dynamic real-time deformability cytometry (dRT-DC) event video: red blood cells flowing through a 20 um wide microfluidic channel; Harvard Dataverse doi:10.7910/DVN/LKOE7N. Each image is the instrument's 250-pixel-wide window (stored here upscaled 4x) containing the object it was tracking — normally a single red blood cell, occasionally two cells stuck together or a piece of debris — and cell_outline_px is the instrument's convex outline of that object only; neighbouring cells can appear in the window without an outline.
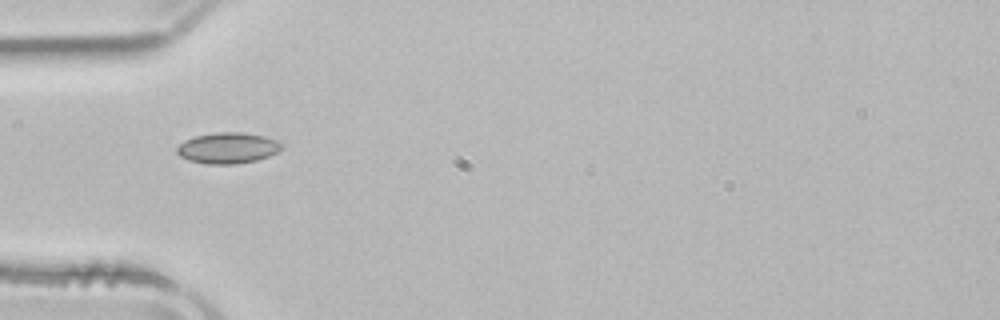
{"species": "common noctule bat (a hibernating species)", "species_latin": "Nyctalus noctula", "temperature_condition": "room temperature", "stored_images_in_passage": 5, "camera_frame_rate_fps": 3000, "um_per_image_px": 0.085, "animal": {"sex": "male", "body_mass_g": 21.5, "forearm_length_mm": 52.0}, "frame": {"image": 1, "passage_image": 4, "time_ms": 5.333, "image_size_px": [1000, 320], "cell_outline_px": [[280, 148], [276, 152], [268, 156], [256, 160], [236, 164], [208, 164], [188, 160], [180, 156], [176, 152], [176, 148], [184, 140], [196, 136], [216, 132], [240, 132], [264, 136], [276, 140], [280, 144]], "centroid_in_image_um": [19.31, 12.58], "position_along_channel_um": 65.7, "area_um2": 18.67}}
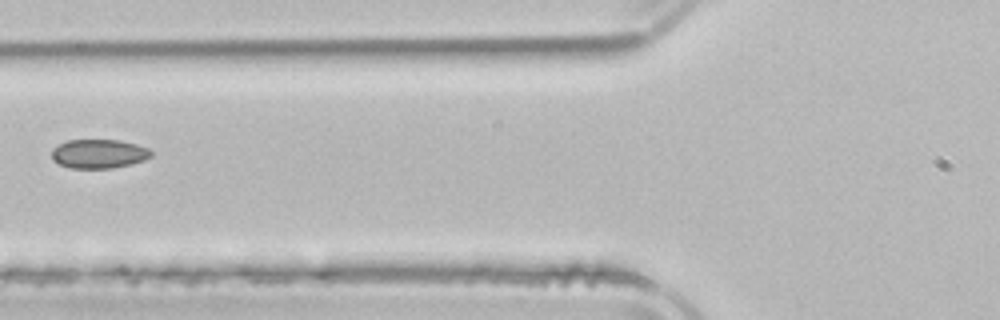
{"frame": {"image": 2, "passage_image": 5, "time_ms": 6.667, "image_size_px": [1000, 320], "cell_outline_px": [[152, 156], [144, 160], [132, 164], [112, 168], [72, 168], [60, 164], [52, 160], [52, 148], [68, 140], [120, 140], [136, 144], [148, 148], [152, 152]], "centroid_in_image_um": [8.41, 13.07], "position_along_channel_um": 117.4, "area_um2": 16.82}}